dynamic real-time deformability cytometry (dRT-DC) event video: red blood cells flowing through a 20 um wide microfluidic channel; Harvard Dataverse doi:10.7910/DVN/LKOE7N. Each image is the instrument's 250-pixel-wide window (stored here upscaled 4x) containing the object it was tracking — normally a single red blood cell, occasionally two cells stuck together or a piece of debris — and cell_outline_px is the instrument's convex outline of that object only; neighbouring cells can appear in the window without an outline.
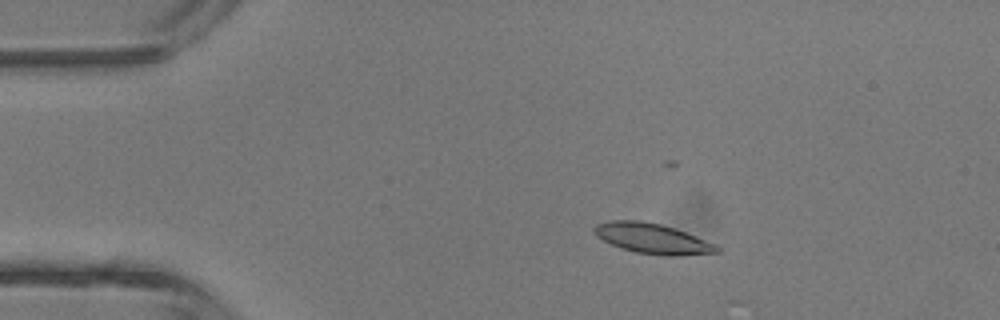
{"species": "common noctule bat (a hibernating species)", "species_latin": "Nyctalus noctula", "temperature_condition": "room temperature", "stored_images_in_passage": 4, "camera_frame_rate_fps": 3000, "um_per_image_px": 0.085, "animal": {"sex": "male", "body_mass_g": 13.3}, "frame": {"image": 1, "passage_image": 3, "time_ms": 2.333, "image_size_px": [1000, 320], "cell_outline_px": [[720, 252], [680, 256], [660, 256], [636, 252], [620, 248], [596, 236], [592, 228], [596, 224], [608, 220], [640, 220], [660, 224], [684, 232], [716, 244], [720, 248]], "centroid_in_image_um": [55.44, 20.28], "position_along_channel_um": 29.6, "area_um2": 21.62}}